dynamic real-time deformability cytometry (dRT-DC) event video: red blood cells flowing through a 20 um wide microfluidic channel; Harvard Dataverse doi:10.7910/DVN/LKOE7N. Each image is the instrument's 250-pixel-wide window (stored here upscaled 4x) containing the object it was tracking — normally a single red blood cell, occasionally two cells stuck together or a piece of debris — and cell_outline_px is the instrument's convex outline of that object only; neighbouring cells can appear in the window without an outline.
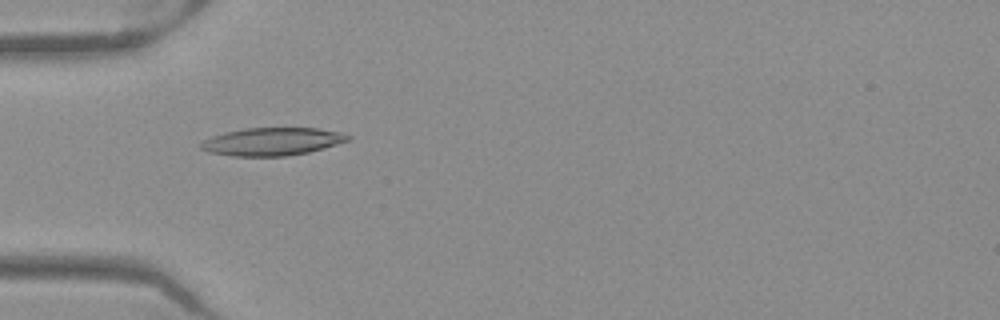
{"species": "Egyptian fruit bat (a non-hibernating species)", "species_latin": "Rousettus aegyptiacus", "temperature_condition": "warm", "stored_images_in_passage": 49, "camera_frame_rate_fps": 3000, "um_per_image_px": 0.085, "frame": {"image": 1, "passage_image": 14, "time_ms": 4.333, "image_size_px": [1000, 320], "cell_outline_px": [[352, 140], [324, 148], [308, 152], [284, 156], [232, 156], [208, 152], [200, 148], [200, 144], [204, 140], [212, 136], [224, 132], [244, 128], [316, 128], [340, 132], [352, 136]], "centroid_in_image_um": [23.15, 12.03], "position_along_channel_um": 61.9, "area_um2": 23.93}}
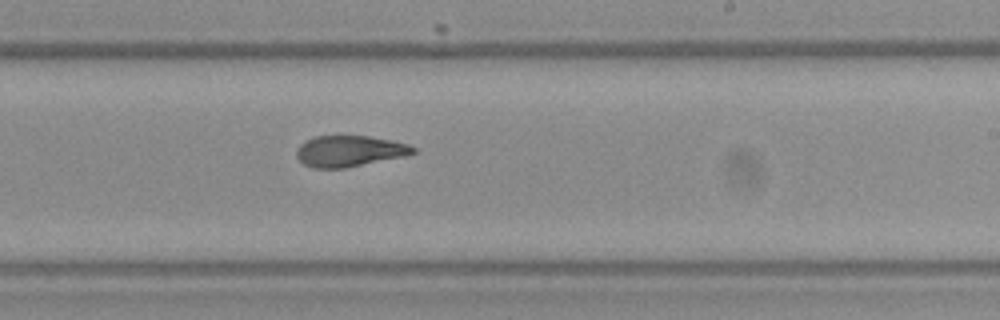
{"frame": {"image": 2, "passage_image": 29, "time_ms": 9.333, "image_size_px": [1000, 320], "cell_outline_px": [[416, 152], [400, 156], [344, 168], [312, 168], [304, 164], [296, 156], [296, 148], [304, 140], [316, 136], [368, 136], [392, 140], [408, 144], [416, 148]], "centroid_in_image_um": [29.64, 12.83], "position_along_channel_um": 259.4, "area_um2": 20.87}}
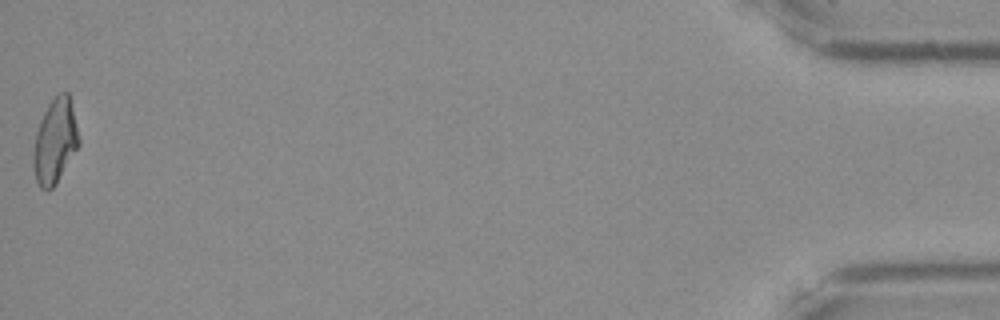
{"frame": {"image": 3, "passage_image": 49, "time_ms": 16.0, "image_size_px": [1000, 320], "cell_outline_px": [[80, 144], [56, 184], [48, 192], [40, 188], [36, 180], [32, 164], [36, 132], [40, 120], [48, 104], [60, 92], [68, 92], [80, 140]], "centroid_in_image_um": [4.67, 12.05], "position_along_channel_um": 430.5, "area_um2": 22.31}, "authors_computed_cell_mechanics": {"area_um2": 22.0218, "velocity_mm_per_s": 3.9836, "shape_relaxation_time_tau1_ms": null, "shape_relaxation_time_tau2_ms": 2.6691, "deformation_change_tau1": null, "deformation_change_tau2": 0.0991}}